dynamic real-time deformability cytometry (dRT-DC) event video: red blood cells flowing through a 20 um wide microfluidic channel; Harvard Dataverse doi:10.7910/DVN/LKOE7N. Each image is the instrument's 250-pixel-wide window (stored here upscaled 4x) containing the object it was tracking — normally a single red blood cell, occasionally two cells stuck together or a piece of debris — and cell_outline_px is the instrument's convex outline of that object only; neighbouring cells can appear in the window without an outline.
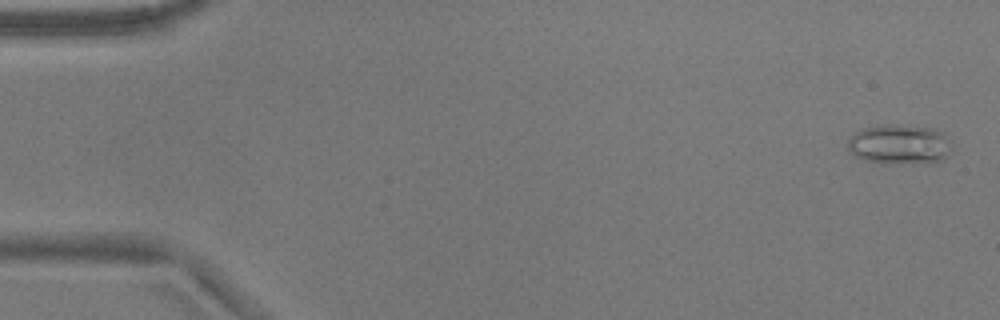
{"species": "common noctule bat (a hibernating species)", "species_latin": "Nyctalus noctula", "temperature_condition": "warm", "stored_images_in_passage": 52, "camera_frame_rate_fps": 3000, "um_per_image_px": 0.085, "animal": {"sex": "male", "body_mass_g": 17.9}, "frame": {"image": 1, "passage_image": 1, "time_ms": 0.0, "image_size_px": [1000, 320], "cell_outline_px": [[952, 148], [948, 156], [944, 160], [888, 164], [864, 160], [856, 156], [848, 148], [848, 140], [856, 132], [864, 128], [932, 128], [944, 132], [952, 140]], "centroid_in_image_um": [76.53, 12.33], "position_along_channel_um": 8.5, "area_um2": 23.12}}
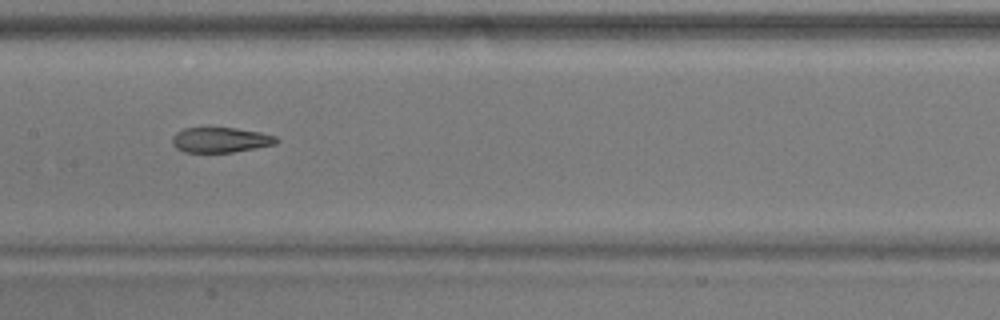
{"frame": {"image": 2, "passage_image": 26, "time_ms": 8.333, "image_size_px": [1000, 320], "cell_outline_px": [[280, 140], [276, 144], [256, 148], [232, 152], [184, 152], [176, 148], [172, 144], [172, 136], [176, 132], [184, 128], [236, 128], [260, 132], [276, 136]], "centroid_in_image_um": [18.75, 11.89], "position_along_channel_um": 188.7, "area_um2": 15.32}}
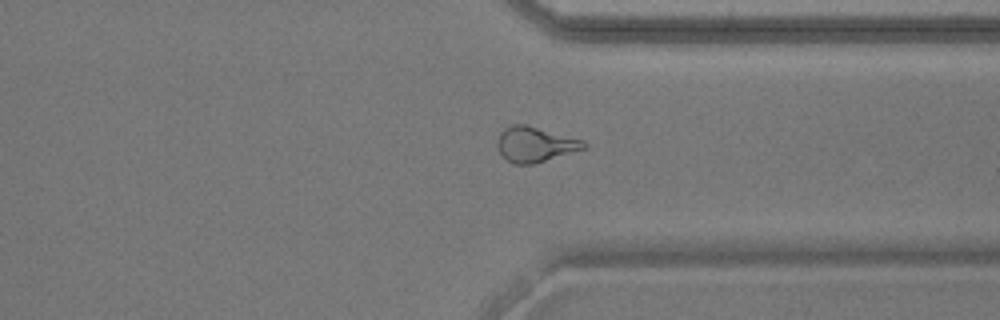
{"frame": {"image": 3, "passage_image": 40, "time_ms": 13.0, "image_size_px": [1000, 320], "cell_outline_px": [[588, 144], [584, 148], [532, 164], [512, 164], [500, 156], [496, 144], [500, 132], [504, 128], [512, 124], [524, 124], [584, 140]], "centroid_in_image_um": [45.41, 12.27], "position_along_channel_um": 366.0, "area_um2": 17.63}, "authors_computed_cell_mechanics": {"area_um2": 18.207, "velocity_mm_per_s": 3.8075, "shape_relaxation_time_tau1_ms": null, "shape_relaxation_time_tau2_ms": 3.0422, "deformation_change_tau1": null, "deformation_change_tau2": 0.1241}}